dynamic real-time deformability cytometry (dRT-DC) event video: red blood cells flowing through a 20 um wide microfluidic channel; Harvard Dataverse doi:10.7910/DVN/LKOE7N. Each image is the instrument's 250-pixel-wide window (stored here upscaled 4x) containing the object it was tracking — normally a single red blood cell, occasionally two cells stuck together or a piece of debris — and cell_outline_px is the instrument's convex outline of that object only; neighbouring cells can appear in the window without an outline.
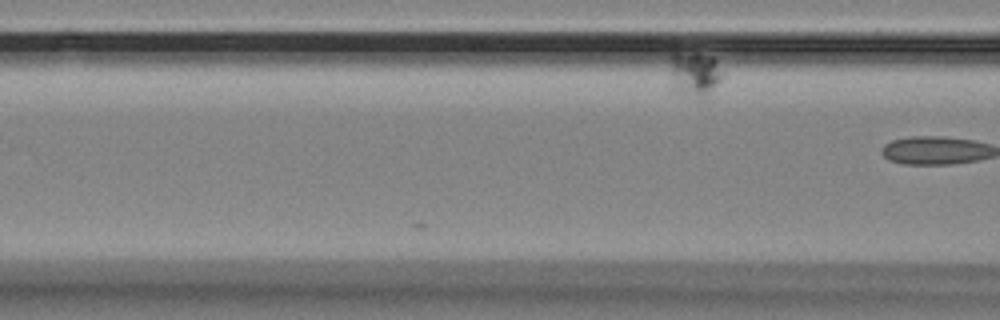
{"species": "Egyptian fruit bat (a non-hibernating species)", "species_latin": "Rousettus aegyptiacus", "temperature_condition": "room temperature", "stored_images_in_passage": 4, "camera_frame_rate_fps": 3000, "um_per_image_px": 0.085, "animal": {"sex": "female"}, "frame": {"image": 1, "passage_image": 4, "time_ms": 1.0, "image_size_px": [1000, 320], "cell_outline_px": [[724, 76], [712, 88], [700, 96], [684, 92], [676, 88], [672, 80], [672, 44], [676, 44], [712, 56], [716, 60]], "centroid_in_image_um": [59.0, 6.01], "position_along_channel_um": 107.6, "area_um2": 13.7}}